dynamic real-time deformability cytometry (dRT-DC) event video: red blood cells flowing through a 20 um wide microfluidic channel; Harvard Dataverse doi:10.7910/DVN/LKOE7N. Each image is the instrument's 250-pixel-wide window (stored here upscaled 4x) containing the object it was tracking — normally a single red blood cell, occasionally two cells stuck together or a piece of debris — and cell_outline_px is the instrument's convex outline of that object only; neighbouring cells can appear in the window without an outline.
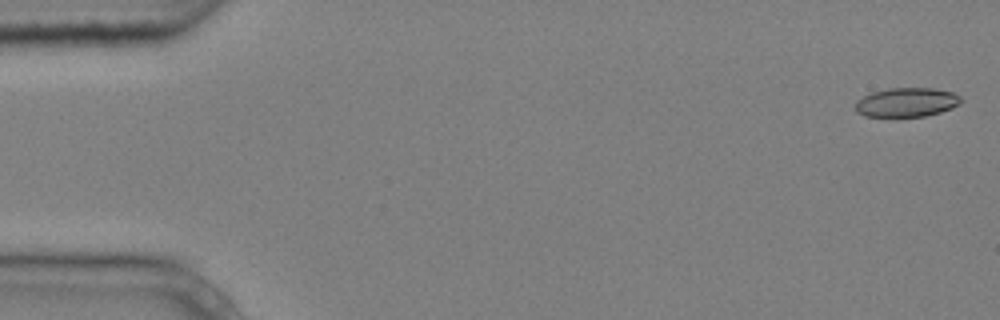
{"species": "common noctule bat (a hibernating species)", "species_latin": "Nyctalus noctula", "temperature_condition": "cold", "stored_images_in_passage": 4, "camera_frame_rate_fps": 3000, "um_per_image_px": 0.085, "animal": {"sex": "male", "body_mass_g": 20.4}, "frame": {"image": 1, "passage_image": 1, "time_ms": 0.0, "image_size_px": [1000, 320], "cell_outline_px": [[964, 100], [960, 104], [952, 108], [940, 112], [924, 116], [864, 116], [856, 112], [856, 100], [872, 92], [888, 88], [932, 88], [952, 92], [960, 96]], "centroid_in_image_um": [77.08, 8.69], "position_along_channel_um": 7.9, "area_um2": 17.92}}